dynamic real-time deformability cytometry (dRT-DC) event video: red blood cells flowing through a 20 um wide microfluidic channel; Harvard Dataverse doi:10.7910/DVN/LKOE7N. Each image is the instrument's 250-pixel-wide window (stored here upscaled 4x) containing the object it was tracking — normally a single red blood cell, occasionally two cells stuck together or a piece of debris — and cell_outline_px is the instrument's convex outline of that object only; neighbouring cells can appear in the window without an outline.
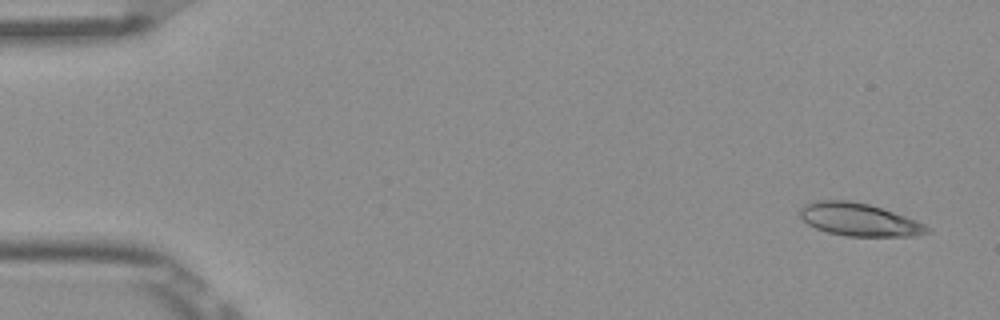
{"species": "Egyptian fruit bat (a non-hibernating species)", "species_latin": "Rousettus aegyptiacus", "temperature_condition": "room temperature", "stored_images_in_passage": 7, "camera_frame_rate_fps": 3000, "um_per_image_px": 0.085, "frame": {"image": 1, "passage_image": 1, "time_ms": 0.0, "image_size_px": [1000, 320], "cell_outline_px": [[932, 232], [916, 236], [848, 236], [828, 232], [816, 228], [808, 224], [800, 216], [800, 208], [804, 204], [816, 200], [848, 200], [868, 204], [916, 220], [932, 228]], "centroid_in_image_um": [73.04, 18.67], "position_along_channel_um": 12.0, "area_um2": 24.22}}
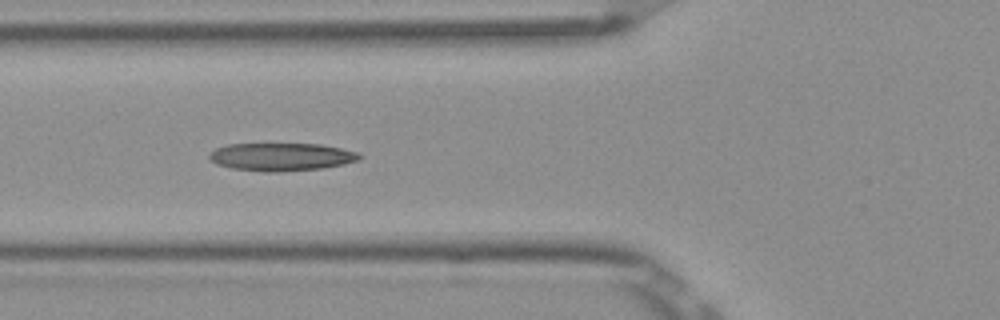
{"frame": {"image": 2, "passage_image": 6, "time_ms": 1.667, "image_size_px": [1000, 320], "cell_outline_px": [[364, 156], [360, 160], [344, 164], [324, 168], [276, 172], [264, 172], [232, 168], [216, 164], [208, 156], [216, 148], [228, 144], [320, 144], [360, 152]], "centroid_in_image_um": [23.98, 13.33], "position_along_channel_um": 101.8, "area_um2": 24.51}}
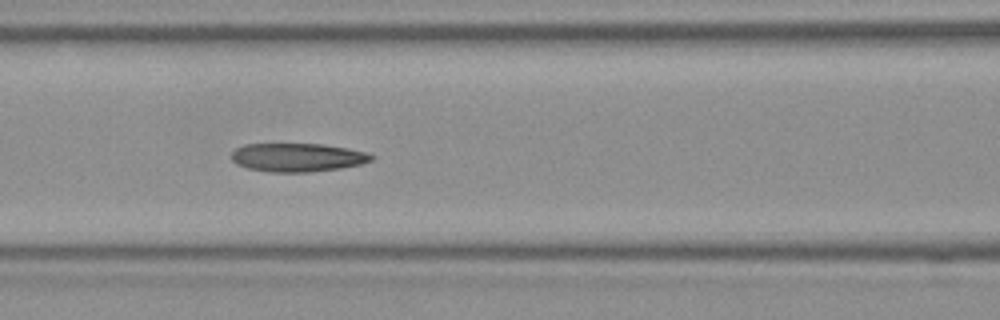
{"frame": {"image": 3, "passage_image": 7, "time_ms": 2.0, "image_size_px": [1000, 320], "cell_outline_px": [[376, 156], [372, 160], [360, 164], [340, 168], [308, 172], [268, 172], [248, 168], [236, 164], [232, 160], [232, 152], [236, 148], [244, 144], [320, 144], [348, 148], [364, 152]], "centroid_in_image_um": [25.27, 13.38], "position_along_channel_um": 141.3, "area_um2": 23.18}}